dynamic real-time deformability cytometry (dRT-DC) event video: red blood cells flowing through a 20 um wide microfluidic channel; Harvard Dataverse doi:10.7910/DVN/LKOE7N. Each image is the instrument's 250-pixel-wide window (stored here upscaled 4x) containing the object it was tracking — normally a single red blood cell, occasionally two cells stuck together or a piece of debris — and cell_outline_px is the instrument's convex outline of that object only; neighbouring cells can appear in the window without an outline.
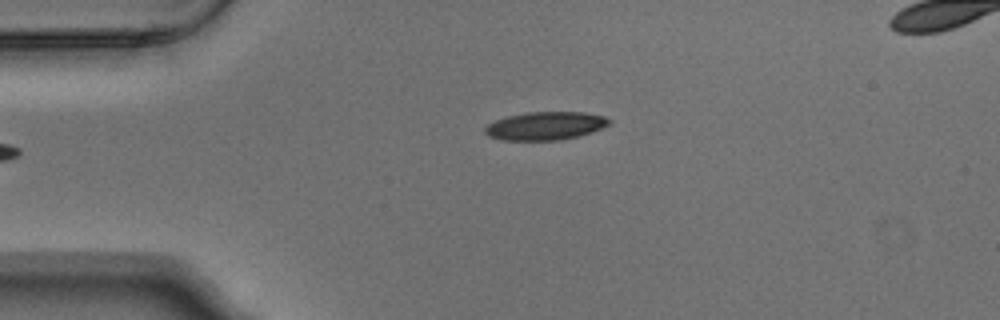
{"species": "Egyptian fruit bat (a non-hibernating species)", "species_latin": "Rousettus aegyptiacus", "temperature_condition": "warm", "stored_images_in_passage": 4, "camera_frame_rate_fps": 3000, "um_per_image_px": 0.085, "animal": {"sex": "male"}, "frame": {"image": 1, "passage_image": 4, "time_ms": 1.0, "image_size_px": [1000, 320], "cell_outline_px": [[612, 120], [608, 124], [592, 132], [560, 140], [500, 140], [488, 136], [484, 132], [484, 128], [488, 124], [496, 120], [508, 116], [528, 112], [584, 112], [604, 116]], "centroid_in_image_um": [46.33, 10.7], "position_along_channel_um": 38.7, "area_um2": 20.29}}